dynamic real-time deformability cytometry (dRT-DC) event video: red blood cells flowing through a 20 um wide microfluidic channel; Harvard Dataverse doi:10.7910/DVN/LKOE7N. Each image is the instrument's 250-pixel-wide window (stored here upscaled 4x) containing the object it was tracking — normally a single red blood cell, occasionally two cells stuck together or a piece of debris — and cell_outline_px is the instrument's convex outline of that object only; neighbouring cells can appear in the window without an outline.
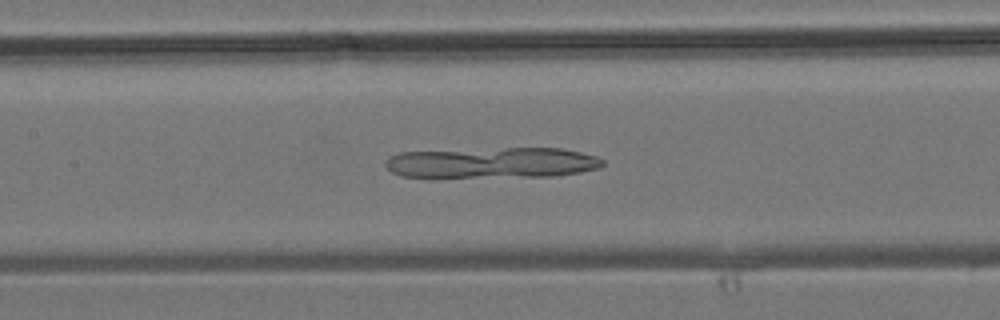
{"species": "common noctule bat (a hibernating species)", "species_latin": "Nyctalus noctula", "temperature_condition": "room temperature", "stored_images_in_passage": 40, "camera_frame_rate_fps": 3000, "um_per_image_px": 0.085, "animal": {"sex": "male", "body_mass_g": 19.2, "forearm_length_mm": 51.8}, "frame": {"image": 1, "passage_image": 18, "time_ms": 5.667, "image_size_px": [1000, 320], "cell_outline_px": [[604, 164], [600, 168], [580, 172], [556, 176], [436, 180], [432, 180], [400, 176], [392, 172], [384, 164], [384, 160], [388, 156], [400, 152], [504, 148], [560, 148], [580, 152], [596, 156], [604, 160]], "centroid_in_image_um": [41.72, 13.89], "position_along_channel_um": 165.7, "area_um2": 40.86}}
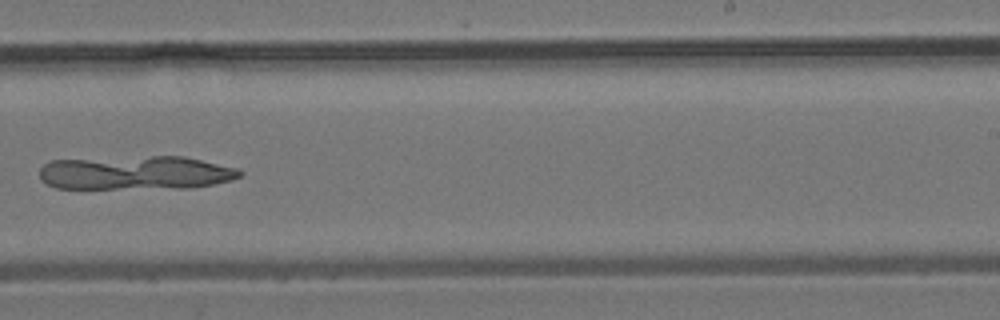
{"frame": {"image": 2, "passage_image": 25, "time_ms": 8.0, "image_size_px": [1000, 320], "cell_outline_px": [[244, 172], [240, 176], [232, 180], [212, 184], [188, 188], [56, 188], [48, 184], [40, 176], [40, 168], [44, 164], [52, 160], [152, 156], [184, 156], [240, 168]], "centroid_in_image_um": [11.6, 14.68], "position_along_channel_um": 277.4, "area_um2": 39.48}}
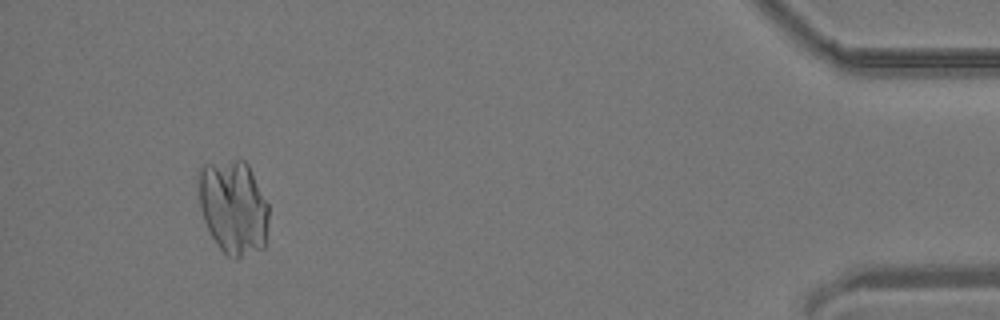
{"frame": {"image": 3, "passage_image": 38, "time_ms": 12.333, "image_size_px": [1000, 320], "cell_outline_px": [[268, 220], [264, 248], [236, 260], [228, 256], [216, 244], [204, 220], [200, 208], [196, 180], [196, 176], [200, 164], [236, 160], [244, 160], [248, 164], [268, 204]], "centroid_in_image_um": [19.8, 17.6], "position_along_channel_um": 415.4, "area_um2": 39.07}}